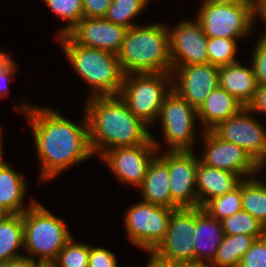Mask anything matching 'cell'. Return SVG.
Instances as JSON below:
<instances>
[{
  "instance_id": "4316f807",
  "label": "cell",
  "mask_w": 266,
  "mask_h": 267,
  "mask_svg": "<svg viewBox=\"0 0 266 267\" xmlns=\"http://www.w3.org/2000/svg\"><path fill=\"white\" fill-rule=\"evenodd\" d=\"M211 217L219 221L242 210V180L228 193L209 200L203 207Z\"/></svg>"
},
{
  "instance_id": "60d3db41",
  "label": "cell",
  "mask_w": 266,
  "mask_h": 267,
  "mask_svg": "<svg viewBox=\"0 0 266 267\" xmlns=\"http://www.w3.org/2000/svg\"><path fill=\"white\" fill-rule=\"evenodd\" d=\"M13 62L9 54L0 49V74Z\"/></svg>"
},
{
  "instance_id": "5b68a950",
  "label": "cell",
  "mask_w": 266,
  "mask_h": 267,
  "mask_svg": "<svg viewBox=\"0 0 266 267\" xmlns=\"http://www.w3.org/2000/svg\"><path fill=\"white\" fill-rule=\"evenodd\" d=\"M23 224L24 249L33 260L37 255L38 261L46 267L50 266L72 238L65 221L37 201L23 213Z\"/></svg>"
},
{
  "instance_id": "f546056e",
  "label": "cell",
  "mask_w": 266,
  "mask_h": 267,
  "mask_svg": "<svg viewBox=\"0 0 266 267\" xmlns=\"http://www.w3.org/2000/svg\"><path fill=\"white\" fill-rule=\"evenodd\" d=\"M237 52V41L231 38L208 37L207 56L208 63L215 66H224L238 62L235 56Z\"/></svg>"
},
{
  "instance_id": "e575fe53",
  "label": "cell",
  "mask_w": 266,
  "mask_h": 267,
  "mask_svg": "<svg viewBox=\"0 0 266 267\" xmlns=\"http://www.w3.org/2000/svg\"><path fill=\"white\" fill-rule=\"evenodd\" d=\"M116 256L105 248L89 246L88 267H118Z\"/></svg>"
},
{
  "instance_id": "7c38bea8",
  "label": "cell",
  "mask_w": 266,
  "mask_h": 267,
  "mask_svg": "<svg viewBox=\"0 0 266 267\" xmlns=\"http://www.w3.org/2000/svg\"><path fill=\"white\" fill-rule=\"evenodd\" d=\"M158 146L159 143L151 134V138L144 144L112 148L104 152L100 158L120 179L119 181L139 188L149 164L160 151Z\"/></svg>"
},
{
  "instance_id": "5bb4252c",
  "label": "cell",
  "mask_w": 266,
  "mask_h": 267,
  "mask_svg": "<svg viewBox=\"0 0 266 267\" xmlns=\"http://www.w3.org/2000/svg\"><path fill=\"white\" fill-rule=\"evenodd\" d=\"M204 154L199 160L207 166L235 173L241 179L258 175L260 166L245 152L232 142L217 137L212 131L202 132Z\"/></svg>"
},
{
  "instance_id": "1f68e13d",
  "label": "cell",
  "mask_w": 266,
  "mask_h": 267,
  "mask_svg": "<svg viewBox=\"0 0 266 267\" xmlns=\"http://www.w3.org/2000/svg\"><path fill=\"white\" fill-rule=\"evenodd\" d=\"M89 245L75 242L72 237L49 267H88Z\"/></svg>"
},
{
  "instance_id": "ee69618b",
  "label": "cell",
  "mask_w": 266,
  "mask_h": 267,
  "mask_svg": "<svg viewBox=\"0 0 266 267\" xmlns=\"http://www.w3.org/2000/svg\"><path fill=\"white\" fill-rule=\"evenodd\" d=\"M150 258L148 259L149 262L146 265L147 267H171V265L163 264L158 261H156L151 255H149Z\"/></svg>"
},
{
  "instance_id": "7402d4cb",
  "label": "cell",
  "mask_w": 266,
  "mask_h": 267,
  "mask_svg": "<svg viewBox=\"0 0 266 267\" xmlns=\"http://www.w3.org/2000/svg\"><path fill=\"white\" fill-rule=\"evenodd\" d=\"M169 180L168 166L157 155L149 164L143 183L139 187L143 201L173 209L180 208L171 199Z\"/></svg>"
},
{
  "instance_id": "74e56055",
  "label": "cell",
  "mask_w": 266,
  "mask_h": 267,
  "mask_svg": "<svg viewBox=\"0 0 266 267\" xmlns=\"http://www.w3.org/2000/svg\"><path fill=\"white\" fill-rule=\"evenodd\" d=\"M0 267H46V266L43 263L39 262L38 260L35 261L25 255L17 259L0 263Z\"/></svg>"
},
{
  "instance_id": "b9f144b4",
  "label": "cell",
  "mask_w": 266,
  "mask_h": 267,
  "mask_svg": "<svg viewBox=\"0 0 266 267\" xmlns=\"http://www.w3.org/2000/svg\"><path fill=\"white\" fill-rule=\"evenodd\" d=\"M261 16L263 22L266 23V0H257L256 16ZM263 35H266L264 33Z\"/></svg>"
},
{
  "instance_id": "4dcf8cb0",
  "label": "cell",
  "mask_w": 266,
  "mask_h": 267,
  "mask_svg": "<svg viewBox=\"0 0 266 267\" xmlns=\"http://www.w3.org/2000/svg\"><path fill=\"white\" fill-rule=\"evenodd\" d=\"M61 20L68 21L59 35H66L83 18V0H43Z\"/></svg>"
},
{
  "instance_id": "44dd1931",
  "label": "cell",
  "mask_w": 266,
  "mask_h": 267,
  "mask_svg": "<svg viewBox=\"0 0 266 267\" xmlns=\"http://www.w3.org/2000/svg\"><path fill=\"white\" fill-rule=\"evenodd\" d=\"M243 108L234 96L218 86L197 109L198 122L203 125L202 131H211Z\"/></svg>"
},
{
  "instance_id": "52a82bcc",
  "label": "cell",
  "mask_w": 266,
  "mask_h": 267,
  "mask_svg": "<svg viewBox=\"0 0 266 267\" xmlns=\"http://www.w3.org/2000/svg\"><path fill=\"white\" fill-rule=\"evenodd\" d=\"M203 1L195 18L200 22L207 37L239 40L253 29L257 6Z\"/></svg>"
},
{
  "instance_id": "f1b7e54d",
  "label": "cell",
  "mask_w": 266,
  "mask_h": 267,
  "mask_svg": "<svg viewBox=\"0 0 266 267\" xmlns=\"http://www.w3.org/2000/svg\"><path fill=\"white\" fill-rule=\"evenodd\" d=\"M222 225L225 235L245 234L260 238L266 234L264 225L243 209L222 220Z\"/></svg>"
},
{
  "instance_id": "7a4b0ae2",
  "label": "cell",
  "mask_w": 266,
  "mask_h": 267,
  "mask_svg": "<svg viewBox=\"0 0 266 267\" xmlns=\"http://www.w3.org/2000/svg\"><path fill=\"white\" fill-rule=\"evenodd\" d=\"M85 104L89 141L95 156L116 147L144 144L151 138L149 126L129 110L119 95L90 97Z\"/></svg>"
},
{
  "instance_id": "f35d334b",
  "label": "cell",
  "mask_w": 266,
  "mask_h": 267,
  "mask_svg": "<svg viewBox=\"0 0 266 267\" xmlns=\"http://www.w3.org/2000/svg\"><path fill=\"white\" fill-rule=\"evenodd\" d=\"M17 68L16 63L13 61L1 74H0V98L7 96L8 81L11 80V77L16 73Z\"/></svg>"
},
{
  "instance_id": "cb8c5ba5",
  "label": "cell",
  "mask_w": 266,
  "mask_h": 267,
  "mask_svg": "<svg viewBox=\"0 0 266 267\" xmlns=\"http://www.w3.org/2000/svg\"><path fill=\"white\" fill-rule=\"evenodd\" d=\"M23 214H11L0 223V263L25 256L16 251L24 247Z\"/></svg>"
},
{
  "instance_id": "277c9868",
  "label": "cell",
  "mask_w": 266,
  "mask_h": 267,
  "mask_svg": "<svg viewBox=\"0 0 266 267\" xmlns=\"http://www.w3.org/2000/svg\"><path fill=\"white\" fill-rule=\"evenodd\" d=\"M74 71L90 86V97L119 95L124 81L117 55L76 44L67 34L57 37Z\"/></svg>"
},
{
  "instance_id": "4fadbf2b",
  "label": "cell",
  "mask_w": 266,
  "mask_h": 267,
  "mask_svg": "<svg viewBox=\"0 0 266 267\" xmlns=\"http://www.w3.org/2000/svg\"><path fill=\"white\" fill-rule=\"evenodd\" d=\"M195 151H164L158 157L168 166L171 199L180 207H199L196 172L199 157Z\"/></svg>"
},
{
  "instance_id": "f6af8a7d",
  "label": "cell",
  "mask_w": 266,
  "mask_h": 267,
  "mask_svg": "<svg viewBox=\"0 0 266 267\" xmlns=\"http://www.w3.org/2000/svg\"><path fill=\"white\" fill-rule=\"evenodd\" d=\"M10 215L11 214L6 209L0 206V223L3 222Z\"/></svg>"
},
{
  "instance_id": "d590c367",
  "label": "cell",
  "mask_w": 266,
  "mask_h": 267,
  "mask_svg": "<svg viewBox=\"0 0 266 267\" xmlns=\"http://www.w3.org/2000/svg\"><path fill=\"white\" fill-rule=\"evenodd\" d=\"M113 0H83V17L104 18Z\"/></svg>"
},
{
  "instance_id": "2e32d148",
  "label": "cell",
  "mask_w": 266,
  "mask_h": 267,
  "mask_svg": "<svg viewBox=\"0 0 266 267\" xmlns=\"http://www.w3.org/2000/svg\"><path fill=\"white\" fill-rule=\"evenodd\" d=\"M172 89L196 110L219 86V67L207 64H190L172 72Z\"/></svg>"
},
{
  "instance_id": "ac0fdd59",
  "label": "cell",
  "mask_w": 266,
  "mask_h": 267,
  "mask_svg": "<svg viewBox=\"0 0 266 267\" xmlns=\"http://www.w3.org/2000/svg\"><path fill=\"white\" fill-rule=\"evenodd\" d=\"M219 86L234 96L244 107H249L258 90V83L252 65L240 61L219 67Z\"/></svg>"
},
{
  "instance_id": "6da1fadb",
  "label": "cell",
  "mask_w": 266,
  "mask_h": 267,
  "mask_svg": "<svg viewBox=\"0 0 266 267\" xmlns=\"http://www.w3.org/2000/svg\"><path fill=\"white\" fill-rule=\"evenodd\" d=\"M18 109L25 115L33 131L41 165L40 181L54 179L67 168L94 156L86 113L78 124L65 118L61 111L51 108L22 104Z\"/></svg>"
},
{
  "instance_id": "ffe728a7",
  "label": "cell",
  "mask_w": 266,
  "mask_h": 267,
  "mask_svg": "<svg viewBox=\"0 0 266 267\" xmlns=\"http://www.w3.org/2000/svg\"><path fill=\"white\" fill-rule=\"evenodd\" d=\"M241 180L235 173L207 166L198 160L196 172L198 206L203 207L209 200L228 193Z\"/></svg>"
},
{
  "instance_id": "e0dca14e",
  "label": "cell",
  "mask_w": 266,
  "mask_h": 267,
  "mask_svg": "<svg viewBox=\"0 0 266 267\" xmlns=\"http://www.w3.org/2000/svg\"><path fill=\"white\" fill-rule=\"evenodd\" d=\"M127 30L126 27L109 22L105 18L83 17L67 35L76 44L117 55Z\"/></svg>"
},
{
  "instance_id": "83f0119b",
  "label": "cell",
  "mask_w": 266,
  "mask_h": 267,
  "mask_svg": "<svg viewBox=\"0 0 266 267\" xmlns=\"http://www.w3.org/2000/svg\"><path fill=\"white\" fill-rule=\"evenodd\" d=\"M148 2L149 0H113L104 18L129 29L138 25L131 22L147 7Z\"/></svg>"
},
{
  "instance_id": "30bf717a",
  "label": "cell",
  "mask_w": 266,
  "mask_h": 267,
  "mask_svg": "<svg viewBox=\"0 0 266 267\" xmlns=\"http://www.w3.org/2000/svg\"><path fill=\"white\" fill-rule=\"evenodd\" d=\"M195 230L196 207L174 209L170 215L165 239L149 255L167 265L195 262L193 237Z\"/></svg>"
},
{
  "instance_id": "3957f363",
  "label": "cell",
  "mask_w": 266,
  "mask_h": 267,
  "mask_svg": "<svg viewBox=\"0 0 266 267\" xmlns=\"http://www.w3.org/2000/svg\"><path fill=\"white\" fill-rule=\"evenodd\" d=\"M162 23L136 25L125 34L117 58L124 74L171 73L169 32Z\"/></svg>"
},
{
  "instance_id": "484cf974",
  "label": "cell",
  "mask_w": 266,
  "mask_h": 267,
  "mask_svg": "<svg viewBox=\"0 0 266 267\" xmlns=\"http://www.w3.org/2000/svg\"><path fill=\"white\" fill-rule=\"evenodd\" d=\"M242 209L266 228V182L257 176L242 179Z\"/></svg>"
},
{
  "instance_id": "836d02e7",
  "label": "cell",
  "mask_w": 266,
  "mask_h": 267,
  "mask_svg": "<svg viewBox=\"0 0 266 267\" xmlns=\"http://www.w3.org/2000/svg\"><path fill=\"white\" fill-rule=\"evenodd\" d=\"M253 51L251 65L258 86H264L266 85V35L260 37Z\"/></svg>"
},
{
  "instance_id": "ab89813d",
  "label": "cell",
  "mask_w": 266,
  "mask_h": 267,
  "mask_svg": "<svg viewBox=\"0 0 266 267\" xmlns=\"http://www.w3.org/2000/svg\"><path fill=\"white\" fill-rule=\"evenodd\" d=\"M217 3H227L235 5H245V6H257V0H208Z\"/></svg>"
},
{
  "instance_id": "8d00e7d4",
  "label": "cell",
  "mask_w": 266,
  "mask_h": 267,
  "mask_svg": "<svg viewBox=\"0 0 266 267\" xmlns=\"http://www.w3.org/2000/svg\"><path fill=\"white\" fill-rule=\"evenodd\" d=\"M249 108L253 113L258 112L266 114V85L258 86L256 97Z\"/></svg>"
},
{
  "instance_id": "9a60e30c",
  "label": "cell",
  "mask_w": 266,
  "mask_h": 267,
  "mask_svg": "<svg viewBox=\"0 0 266 267\" xmlns=\"http://www.w3.org/2000/svg\"><path fill=\"white\" fill-rule=\"evenodd\" d=\"M172 71L190 64H207V40L200 22L182 20L168 29Z\"/></svg>"
},
{
  "instance_id": "d4e9b609",
  "label": "cell",
  "mask_w": 266,
  "mask_h": 267,
  "mask_svg": "<svg viewBox=\"0 0 266 267\" xmlns=\"http://www.w3.org/2000/svg\"><path fill=\"white\" fill-rule=\"evenodd\" d=\"M255 240L256 237L251 235H225L210 264L213 267H239L242 257Z\"/></svg>"
},
{
  "instance_id": "9c48e42d",
  "label": "cell",
  "mask_w": 266,
  "mask_h": 267,
  "mask_svg": "<svg viewBox=\"0 0 266 267\" xmlns=\"http://www.w3.org/2000/svg\"><path fill=\"white\" fill-rule=\"evenodd\" d=\"M157 120H161L163 137L168 151H193L197 110L173 89L165 97Z\"/></svg>"
},
{
  "instance_id": "8992f818",
  "label": "cell",
  "mask_w": 266,
  "mask_h": 267,
  "mask_svg": "<svg viewBox=\"0 0 266 267\" xmlns=\"http://www.w3.org/2000/svg\"><path fill=\"white\" fill-rule=\"evenodd\" d=\"M172 90L171 73H130L124 76L119 96L129 110L150 127Z\"/></svg>"
},
{
  "instance_id": "8fae6325",
  "label": "cell",
  "mask_w": 266,
  "mask_h": 267,
  "mask_svg": "<svg viewBox=\"0 0 266 267\" xmlns=\"http://www.w3.org/2000/svg\"><path fill=\"white\" fill-rule=\"evenodd\" d=\"M252 114L249 107H244L211 131L220 139L241 147L261 170L266 166V130Z\"/></svg>"
},
{
  "instance_id": "bcb514c9",
  "label": "cell",
  "mask_w": 266,
  "mask_h": 267,
  "mask_svg": "<svg viewBox=\"0 0 266 267\" xmlns=\"http://www.w3.org/2000/svg\"><path fill=\"white\" fill-rule=\"evenodd\" d=\"M2 134H3V133H2V130H1V128H0V164L4 163V160H3V157H2V156H3V154H2V153H3V152H2V151H3V149H2V145H3V144H2V142H3V141H2V139H3V138H2V137H3Z\"/></svg>"
},
{
  "instance_id": "7bdbcfd3",
  "label": "cell",
  "mask_w": 266,
  "mask_h": 267,
  "mask_svg": "<svg viewBox=\"0 0 266 267\" xmlns=\"http://www.w3.org/2000/svg\"><path fill=\"white\" fill-rule=\"evenodd\" d=\"M171 267H213L207 262H182L171 265Z\"/></svg>"
},
{
  "instance_id": "603a6c76",
  "label": "cell",
  "mask_w": 266,
  "mask_h": 267,
  "mask_svg": "<svg viewBox=\"0 0 266 267\" xmlns=\"http://www.w3.org/2000/svg\"><path fill=\"white\" fill-rule=\"evenodd\" d=\"M24 175L17 173L7 162L0 164V206L10 214H23L34 202L24 207L26 193Z\"/></svg>"
},
{
  "instance_id": "ba28073f",
  "label": "cell",
  "mask_w": 266,
  "mask_h": 267,
  "mask_svg": "<svg viewBox=\"0 0 266 267\" xmlns=\"http://www.w3.org/2000/svg\"><path fill=\"white\" fill-rule=\"evenodd\" d=\"M173 210L143 200L133 204L124 216L128 239L151 254L165 239Z\"/></svg>"
},
{
  "instance_id": "d6986e66",
  "label": "cell",
  "mask_w": 266,
  "mask_h": 267,
  "mask_svg": "<svg viewBox=\"0 0 266 267\" xmlns=\"http://www.w3.org/2000/svg\"><path fill=\"white\" fill-rule=\"evenodd\" d=\"M224 236L222 221L211 217L202 207H196L195 262L211 263Z\"/></svg>"
},
{
  "instance_id": "d6a6232c",
  "label": "cell",
  "mask_w": 266,
  "mask_h": 267,
  "mask_svg": "<svg viewBox=\"0 0 266 267\" xmlns=\"http://www.w3.org/2000/svg\"><path fill=\"white\" fill-rule=\"evenodd\" d=\"M239 267H266V234L256 238L242 257Z\"/></svg>"
}]
</instances>
